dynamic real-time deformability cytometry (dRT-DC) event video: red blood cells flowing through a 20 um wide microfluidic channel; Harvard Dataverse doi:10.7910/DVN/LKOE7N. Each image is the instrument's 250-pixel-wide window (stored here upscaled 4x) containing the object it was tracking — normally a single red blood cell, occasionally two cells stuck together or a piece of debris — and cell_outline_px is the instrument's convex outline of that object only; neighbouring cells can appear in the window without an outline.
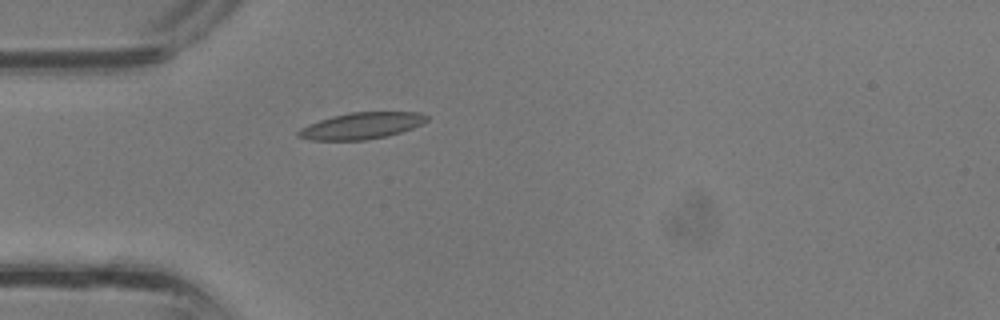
{"species": "common noctule bat (a hibernating species)", "species_latin": "Nyctalus noctula", "temperature_condition": "room temperature", "stored_images_in_passage": 27, "camera_frame_rate_fps": 3000, "um_per_image_px": 0.085, "animal": {"sex": "male", "body_mass_g": 13.3}, "frame": {"image": 1, "passage_image": 1, "time_ms": 0.0, "image_size_px": [1000, 320], "cell_outline_px": [[428, 120], [412, 128], [400, 132], [384, 136], [364, 140], [312, 140], [296, 136], [296, 132], [300, 128], [308, 124], [332, 116], [352, 112], [416, 112], [428, 116]], "centroid_in_image_um": [30.68, 10.69], "position_along_channel_um": 54.3, "area_um2": 19.59}}
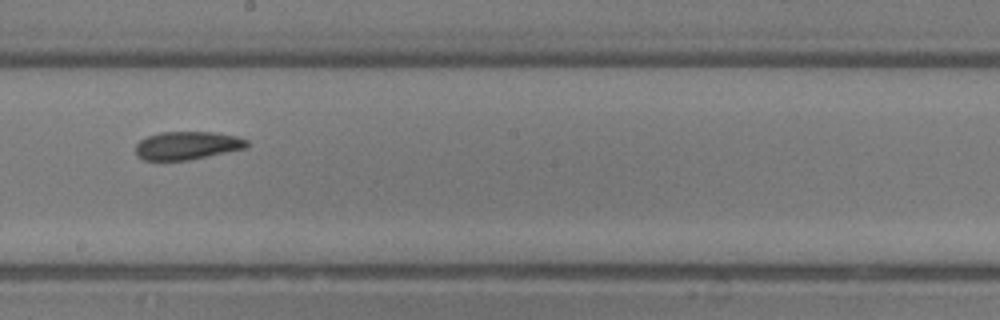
{"frame": {"image": 2, "passage_image": 11, "time_ms": 3.333, "image_size_px": [1000, 320], "cell_outline_px": [[248, 148], [188, 160], [144, 160], [136, 156], [136, 144], [140, 140], [148, 136], [160, 132], [212, 132], [236, 136], [248, 140]], "centroid_in_image_um": [15.92, 12.37], "position_along_channel_um": 232.3, "area_um2": 18.26}}
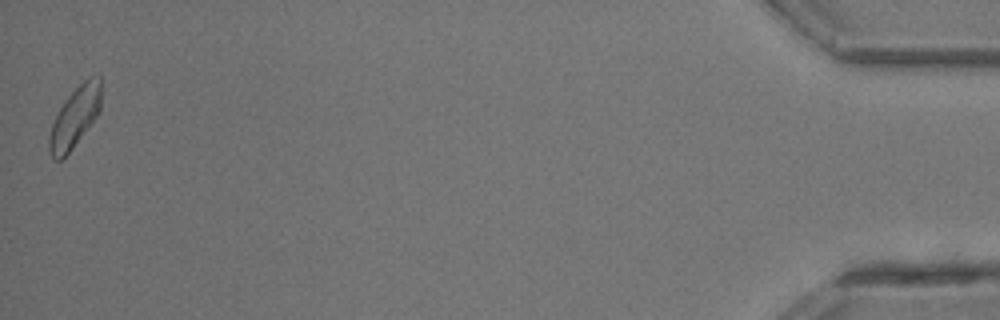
{"frame": {"image": 3, "passage_image": 27, "time_ms": 8.667, "image_size_px": [1000, 320], "cell_outline_px": [[100, 112], [72, 148], [60, 160], [56, 160], [48, 152], [48, 136], [52, 124], [64, 100], [88, 76], [100, 76]], "centroid_in_image_um": [6.35, 9.96], "position_along_channel_um": 428.9, "area_um2": 17.98}}